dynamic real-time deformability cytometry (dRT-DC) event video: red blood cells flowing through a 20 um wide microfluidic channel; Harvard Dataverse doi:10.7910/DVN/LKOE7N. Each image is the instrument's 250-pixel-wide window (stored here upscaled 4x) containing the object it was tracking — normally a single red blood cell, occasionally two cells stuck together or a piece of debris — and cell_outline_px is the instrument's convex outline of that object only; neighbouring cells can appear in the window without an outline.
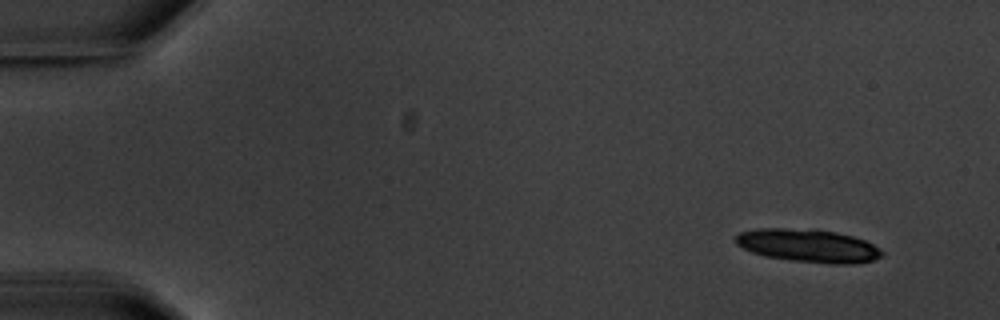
{"species": "common noctule bat (a hibernating species)", "species_latin": "Nyctalus noctula", "temperature_condition": "warm", "stored_images_in_passage": 5, "camera_frame_rate_fps": 3000, "um_per_image_px": 0.085, "animal": {"sex": "male", "body_mass_g": 20.1, "forearm_length_mm": 53.5}, "frame": {"image": 1, "passage_image": 1, "time_ms": 0.0, "image_size_px": [1000, 320], "cell_outline_px": [[884, 256], [872, 260], [852, 264], [832, 264], [792, 260], [764, 256], [752, 252], [736, 244], [736, 236], [740, 232], [756, 228], [816, 228], [836, 232], [852, 236], [864, 240], [880, 248], [884, 252]], "centroid_in_image_um": [68.71, 20.87], "position_along_channel_um": 16.3, "area_um2": 28.44}}